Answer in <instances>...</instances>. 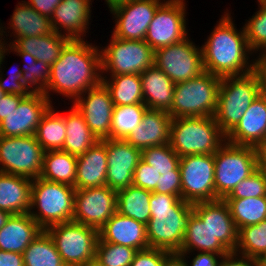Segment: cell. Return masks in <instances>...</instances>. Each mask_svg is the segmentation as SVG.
<instances>
[{
    "instance_id": "obj_1",
    "label": "cell",
    "mask_w": 266,
    "mask_h": 266,
    "mask_svg": "<svg viewBox=\"0 0 266 266\" xmlns=\"http://www.w3.org/2000/svg\"><path fill=\"white\" fill-rule=\"evenodd\" d=\"M101 83L100 47L85 39L70 40L59 58L50 66V78L44 95L51 103V92L61 94L74 102L88 89Z\"/></svg>"
},
{
    "instance_id": "obj_2",
    "label": "cell",
    "mask_w": 266,
    "mask_h": 266,
    "mask_svg": "<svg viewBox=\"0 0 266 266\" xmlns=\"http://www.w3.org/2000/svg\"><path fill=\"white\" fill-rule=\"evenodd\" d=\"M202 44L204 71L218 77L238 76L253 71L254 53L250 50L244 26L238 29L228 9Z\"/></svg>"
},
{
    "instance_id": "obj_3",
    "label": "cell",
    "mask_w": 266,
    "mask_h": 266,
    "mask_svg": "<svg viewBox=\"0 0 266 266\" xmlns=\"http://www.w3.org/2000/svg\"><path fill=\"white\" fill-rule=\"evenodd\" d=\"M151 218L146 224L149 248L178 252L184 241L193 204L179 196L152 191L150 197Z\"/></svg>"
},
{
    "instance_id": "obj_4",
    "label": "cell",
    "mask_w": 266,
    "mask_h": 266,
    "mask_svg": "<svg viewBox=\"0 0 266 266\" xmlns=\"http://www.w3.org/2000/svg\"><path fill=\"white\" fill-rule=\"evenodd\" d=\"M180 157L169 143L145 148L133 174L132 185L182 199Z\"/></svg>"
},
{
    "instance_id": "obj_5",
    "label": "cell",
    "mask_w": 266,
    "mask_h": 266,
    "mask_svg": "<svg viewBox=\"0 0 266 266\" xmlns=\"http://www.w3.org/2000/svg\"><path fill=\"white\" fill-rule=\"evenodd\" d=\"M226 142L214 116L179 117L171 120L170 146L179 157L215 154Z\"/></svg>"
},
{
    "instance_id": "obj_6",
    "label": "cell",
    "mask_w": 266,
    "mask_h": 266,
    "mask_svg": "<svg viewBox=\"0 0 266 266\" xmlns=\"http://www.w3.org/2000/svg\"><path fill=\"white\" fill-rule=\"evenodd\" d=\"M75 191V187L68 184L51 182L40 177L33 179L30 216L43 230L55 224L72 221Z\"/></svg>"
},
{
    "instance_id": "obj_7",
    "label": "cell",
    "mask_w": 266,
    "mask_h": 266,
    "mask_svg": "<svg viewBox=\"0 0 266 266\" xmlns=\"http://www.w3.org/2000/svg\"><path fill=\"white\" fill-rule=\"evenodd\" d=\"M260 94L259 81L253 71L221 78L214 118L226 136L237 126L250 104Z\"/></svg>"
},
{
    "instance_id": "obj_8",
    "label": "cell",
    "mask_w": 266,
    "mask_h": 266,
    "mask_svg": "<svg viewBox=\"0 0 266 266\" xmlns=\"http://www.w3.org/2000/svg\"><path fill=\"white\" fill-rule=\"evenodd\" d=\"M221 77L207 71L188 81L175 84L173 103L168 111L172 119L214 116Z\"/></svg>"
},
{
    "instance_id": "obj_9",
    "label": "cell",
    "mask_w": 266,
    "mask_h": 266,
    "mask_svg": "<svg viewBox=\"0 0 266 266\" xmlns=\"http://www.w3.org/2000/svg\"><path fill=\"white\" fill-rule=\"evenodd\" d=\"M215 200L224 199L245 178L257 170L253 146L225 142L214 154Z\"/></svg>"
},
{
    "instance_id": "obj_10",
    "label": "cell",
    "mask_w": 266,
    "mask_h": 266,
    "mask_svg": "<svg viewBox=\"0 0 266 266\" xmlns=\"http://www.w3.org/2000/svg\"><path fill=\"white\" fill-rule=\"evenodd\" d=\"M110 38L106 47H100L102 76L105 73L107 76L141 74L154 65L155 51L144 40L120 39L113 35Z\"/></svg>"
},
{
    "instance_id": "obj_11",
    "label": "cell",
    "mask_w": 266,
    "mask_h": 266,
    "mask_svg": "<svg viewBox=\"0 0 266 266\" xmlns=\"http://www.w3.org/2000/svg\"><path fill=\"white\" fill-rule=\"evenodd\" d=\"M67 266H82L96 258L99 230L74 221L46 229Z\"/></svg>"
},
{
    "instance_id": "obj_12",
    "label": "cell",
    "mask_w": 266,
    "mask_h": 266,
    "mask_svg": "<svg viewBox=\"0 0 266 266\" xmlns=\"http://www.w3.org/2000/svg\"><path fill=\"white\" fill-rule=\"evenodd\" d=\"M44 152L35 135L0 136V172L36 179L42 173Z\"/></svg>"
},
{
    "instance_id": "obj_13",
    "label": "cell",
    "mask_w": 266,
    "mask_h": 266,
    "mask_svg": "<svg viewBox=\"0 0 266 266\" xmlns=\"http://www.w3.org/2000/svg\"><path fill=\"white\" fill-rule=\"evenodd\" d=\"M182 199L191 204L215 200L214 154L180 157Z\"/></svg>"
},
{
    "instance_id": "obj_14",
    "label": "cell",
    "mask_w": 266,
    "mask_h": 266,
    "mask_svg": "<svg viewBox=\"0 0 266 266\" xmlns=\"http://www.w3.org/2000/svg\"><path fill=\"white\" fill-rule=\"evenodd\" d=\"M154 65L174 84L188 81L204 72L202 48L187 37L179 43L157 49Z\"/></svg>"
},
{
    "instance_id": "obj_15",
    "label": "cell",
    "mask_w": 266,
    "mask_h": 266,
    "mask_svg": "<svg viewBox=\"0 0 266 266\" xmlns=\"http://www.w3.org/2000/svg\"><path fill=\"white\" fill-rule=\"evenodd\" d=\"M185 0H166L157 10L144 41L157 49L179 43L188 37Z\"/></svg>"
},
{
    "instance_id": "obj_16",
    "label": "cell",
    "mask_w": 266,
    "mask_h": 266,
    "mask_svg": "<svg viewBox=\"0 0 266 266\" xmlns=\"http://www.w3.org/2000/svg\"><path fill=\"white\" fill-rule=\"evenodd\" d=\"M117 212V191L107 185L77 189L72 221L97 230Z\"/></svg>"
},
{
    "instance_id": "obj_17",
    "label": "cell",
    "mask_w": 266,
    "mask_h": 266,
    "mask_svg": "<svg viewBox=\"0 0 266 266\" xmlns=\"http://www.w3.org/2000/svg\"><path fill=\"white\" fill-rule=\"evenodd\" d=\"M166 0H131L110 10L115 19L112 35L127 40H144L156 10Z\"/></svg>"
},
{
    "instance_id": "obj_18",
    "label": "cell",
    "mask_w": 266,
    "mask_h": 266,
    "mask_svg": "<svg viewBox=\"0 0 266 266\" xmlns=\"http://www.w3.org/2000/svg\"><path fill=\"white\" fill-rule=\"evenodd\" d=\"M72 105L84 117L89 129L98 140L110 139L114 103L103 83L88 89Z\"/></svg>"
},
{
    "instance_id": "obj_19",
    "label": "cell",
    "mask_w": 266,
    "mask_h": 266,
    "mask_svg": "<svg viewBox=\"0 0 266 266\" xmlns=\"http://www.w3.org/2000/svg\"><path fill=\"white\" fill-rule=\"evenodd\" d=\"M52 105L42 93L24 97L18 107L0 121V136L19 137L34 135L40 120Z\"/></svg>"
},
{
    "instance_id": "obj_20",
    "label": "cell",
    "mask_w": 266,
    "mask_h": 266,
    "mask_svg": "<svg viewBox=\"0 0 266 266\" xmlns=\"http://www.w3.org/2000/svg\"><path fill=\"white\" fill-rule=\"evenodd\" d=\"M106 151V185L116 191L132 185L142 151L123 139H106Z\"/></svg>"
},
{
    "instance_id": "obj_21",
    "label": "cell",
    "mask_w": 266,
    "mask_h": 266,
    "mask_svg": "<svg viewBox=\"0 0 266 266\" xmlns=\"http://www.w3.org/2000/svg\"><path fill=\"white\" fill-rule=\"evenodd\" d=\"M91 5V0H62L50 17L52 30L70 40H84L91 24Z\"/></svg>"
},
{
    "instance_id": "obj_22",
    "label": "cell",
    "mask_w": 266,
    "mask_h": 266,
    "mask_svg": "<svg viewBox=\"0 0 266 266\" xmlns=\"http://www.w3.org/2000/svg\"><path fill=\"white\" fill-rule=\"evenodd\" d=\"M194 214L206 223L214 237L234 252L238 242V230L224 199L193 204Z\"/></svg>"
},
{
    "instance_id": "obj_23",
    "label": "cell",
    "mask_w": 266,
    "mask_h": 266,
    "mask_svg": "<svg viewBox=\"0 0 266 266\" xmlns=\"http://www.w3.org/2000/svg\"><path fill=\"white\" fill-rule=\"evenodd\" d=\"M266 136V96L260 94L246 110L237 126L226 136V141L255 147Z\"/></svg>"
},
{
    "instance_id": "obj_24",
    "label": "cell",
    "mask_w": 266,
    "mask_h": 266,
    "mask_svg": "<svg viewBox=\"0 0 266 266\" xmlns=\"http://www.w3.org/2000/svg\"><path fill=\"white\" fill-rule=\"evenodd\" d=\"M171 120L172 117L166 111L147 109L140 124L125 140L141 151L169 143Z\"/></svg>"
},
{
    "instance_id": "obj_25",
    "label": "cell",
    "mask_w": 266,
    "mask_h": 266,
    "mask_svg": "<svg viewBox=\"0 0 266 266\" xmlns=\"http://www.w3.org/2000/svg\"><path fill=\"white\" fill-rule=\"evenodd\" d=\"M99 238L103 242L129 246L137 251L149 248L146 225L118 212L100 228Z\"/></svg>"
},
{
    "instance_id": "obj_26",
    "label": "cell",
    "mask_w": 266,
    "mask_h": 266,
    "mask_svg": "<svg viewBox=\"0 0 266 266\" xmlns=\"http://www.w3.org/2000/svg\"><path fill=\"white\" fill-rule=\"evenodd\" d=\"M107 169L106 139H103L77 156L75 189L105 186Z\"/></svg>"
},
{
    "instance_id": "obj_27",
    "label": "cell",
    "mask_w": 266,
    "mask_h": 266,
    "mask_svg": "<svg viewBox=\"0 0 266 266\" xmlns=\"http://www.w3.org/2000/svg\"><path fill=\"white\" fill-rule=\"evenodd\" d=\"M42 230L29 213L11 215L0 229V250L22 254Z\"/></svg>"
},
{
    "instance_id": "obj_28",
    "label": "cell",
    "mask_w": 266,
    "mask_h": 266,
    "mask_svg": "<svg viewBox=\"0 0 266 266\" xmlns=\"http://www.w3.org/2000/svg\"><path fill=\"white\" fill-rule=\"evenodd\" d=\"M144 104L150 110L168 112L173 103L175 84L156 65L140 74Z\"/></svg>"
},
{
    "instance_id": "obj_29",
    "label": "cell",
    "mask_w": 266,
    "mask_h": 266,
    "mask_svg": "<svg viewBox=\"0 0 266 266\" xmlns=\"http://www.w3.org/2000/svg\"><path fill=\"white\" fill-rule=\"evenodd\" d=\"M8 49L29 53L36 60L46 62L51 66L61 55L69 38L52 32L43 36L23 37L15 40L9 38Z\"/></svg>"
},
{
    "instance_id": "obj_30",
    "label": "cell",
    "mask_w": 266,
    "mask_h": 266,
    "mask_svg": "<svg viewBox=\"0 0 266 266\" xmlns=\"http://www.w3.org/2000/svg\"><path fill=\"white\" fill-rule=\"evenodd\" d=\"M32 180L0 172V210L11 215L29 213Z\"/></svg>"
},
{
    "instance_id": "obj_31",
    "label": "cell",
    "mask_w": 266,
    "mask_h": 266,
    "mask_svg": "<svg viewBox=\"0 0 266 266\" xmlns=\"http://www.w3.org/2000/svg\"><path fill=\"white\" fill-rule=\"evenodd\" d=\"M6 29H12L13 39L43 36L53 32L50 18L41 15L25 1L18 2Z\"/></svg>"
},
{
    "instance_id": "obj_32",
    "label": "cell",
    "mask_w": 266,
    "mask_h": 266,
    "mask_svg": "<svg viewBox=\"0 0 266 266\" xmlns=\"http://www.w3.org/2000/svg\"><path fill=\"white\" fill-rule=\"evenodd\" d=\"M68 111L65 113L66 137L62 151L80 156L99 140L73 105Z\"/></svg>"
},
{
    "instance_id": "obj_33",
    "label": "cell",
    "mask_w": 266,
    "mask_h": 266,
    "mask_svg": "<svg viewBox=\"0 0 266 266\" xmlns=\"http://www.w3.org/2000/svg\"><path fill=\"white\" fill-rule=\"evenodd\" d=\"M210 252L226 256L231 252L214 237L206 223H203L195 214L191 216L184 241L178 252Z\"/></svg>"
},
{
    "instance_id": "obj_34",
    "label": "cell",
    "mask_w": 266,
    "mask_h": 266,
    "mask_svg": "<svg viewBox=\"0 0 266 266\" xmlns=\"http://www.w3.org/2000/svg\"><path fill=\"white\" fill-rule=\"evenodd\" d=\"M77 156L62 150L45 151L40 178L75 186Z\"/></svg>"
},
{
    "instance_id": "obj_35",
    "label": "cell",
    "mask_w": 266,
    "mask_h": 266,
    "mask_svg": "<svg viewBox=\"0 0 266 266\" xmlns=\"http://www.w3.org/2000/svg\"><path fill=\"white\" fill-rule=\"evenodd\" d=\"M102 83L109 90L114 106L144 104L140 74L105 75Z\"/></svg>"
},
{
    "instance_id": "obj_36",
    "label": "cell",
    "mask_w": 266,
    "mask_h": 266,
    "mask_svg": "<svg viewBox=\"0 0 266 266\" xmlns=\"http://www.w3.org/2000/svg\"><path fill=\"white\" fill-rule=\"evenodd\" d=\"M152 191L130 185L117 191V212L142 222L151 218L150 197Z\"/></svg>"
},
{
    "instance_id": "obj_37",
    "label": "cell",
    "mask_w": 266,
    "mask_h": 266,
    "mask_svg": "<svg viewBox=\"0 0 266 266\" xmlns=\"http://www.w3.org/2000/svg\"><path fill=\"white\" fill-rule=\"evenodd\" d=\"M57 111L52 104L42 116L34 134L44 151L63 149L66 137L65 114Z\"/></svg>"
},
{
    "instance_id": "obj_38",
    "label": "cell",
    "mask_w": 266,
    "mask_h": 266,
    "mask_svg": "<svg viewBox=\"0 0 266 266\" xmlns=\"http://www.w3.org/2000/svg\"><path fill=\"white\" fill-rule=\"evenodd\" d=\"M22 254L24 266H67L46 230H42Z\"/></svg>"
},
{
    "instance_id": "obj_39",
    "label": "cell",
    "mask_w": 266,
    "mask_h": 266,
    "mask_svg": "<svg viewBox=\"0 0 266 266\" xmlns=\"http://www.w3.org/2000/svg\"><path fill=\"white\" fill-rule=\"evenodd\" d=\"M224 201L229 207L237 230L266 220V196Z\"/></svg>"
},
{
    "instance_id": "obj_40",
    "label": "cell",
    "mask_w": 266,
    "mask_h": 266,
    "mask_svg": "<svg viewBox=\"0 0 266 266\" xmlns=\"http://www.w3.org/2000/svg\"><path fill=\"white\" fill-rule=\"evenodd\" d=\"M145 104H132L123 106H114L111 127L110 139L125 140L137 127L147 110Z\"/></svg>"
},
{
    "instance_id": "obj_41",
    "label": "cell",
    "mask_w": 266,
    "mask_h": 266,
    "mask_svg": "<svg viewBox=\"0 0 266 266\" xmlns=\"http://www.w3.org/2000/svg\"><path fill=\"white\" fill-rule=\"evenodd\" d=\"M266 252V220L238 230V242L234 253L257 259Z\"/></svg>"
},
{
    "instance_id": "obj_42",
    "label": "cell",
    "mask_w": 266,
    "mask_h": 266,
    "mask_svg": "<svg viewBox=\"0 0 266 266\" xmlns=\"http://www.w3.org/2000/svg\"><path fill=\"white\" fill-rule=\"evenodd\" d=\"M25 59L22 70V82L32 93H45L50 78V66L43 61L36 60L29 53L10 51ZM31 88V89H30Z\"/></svg>"
},
{
    "instance_id": "obj_43",
    "label": "cell",
    "mask_w": 266,
    "mask_h": 266,
    "mask_svg": "<svg viewBox=\"0 0 266 266\" xmlns=\"http://www.w3.org/2000/svg\"><path fill=\"white\" fill-rule=\"evenodd\" d=\"M257 2L258 10L243 25L249 48L254 54L266 49V4L261 0Z\"/></svg>"
},
{
    "instance_id": "obj_44",
    "label": "cell",
    "mask_w": 266,
    "mask_h": 266,
    "mask_svg": "<svg viewBox=\"0 0 266 266\" xmlns=\"http://www.w3.org/2000/svg\"><path fill=\"white\" fill-rule=\"evenodd\" d=\"M137 250L129 246L103 242L98 239L96 259L103 266H130Z\"/></svg>"
},
{
    "instance_id": "obj_45",
    "label": "cell",
    "mask_w": 266,
    "mask_h": 266,
    "mask_svg": "<svg viewBox=\"0 0 266 266\" xmlns=\"http://www.w3.org/2000/svg\"><path fill=\"white\" fill-rule=\"evenodd\" d=\"M266 196V173L256 170L242 180L224 199H241Z\"/></svg>"
},
{
    "instance_id": "obj_46",
    "label": "cell",
    "mask_w": 266,
    "mask_h": 266,
    "mask_svg": "<svg viewBox=\"0 0 266 266\" xmlns=\"http://www.w3.org/2000/svg\"><path fill=\"white\" fill-rule=\"evenodd\" d=\"M10 53V50L7 48L1 57L0 61V88L6 93V94H15V95H22L24 97L29 96L32 92L29 90L24 83L22 82V70L20 68H15L10 72L9 80H5L3 78V68L1 67L3 63L5 62V55ZM11 82V83H10Z\"/></svg>"
},
{
    "instance_id": "obj_47",
    "label": "cell",
    "mask_w": 266,
    "mask_h": 266,
    "mask_svg": "<svg viewBox=\"0 0 266 266\" xmlns=\"http://www.w3.org/2000/svg\"><path fill=\"white\" fill-rule=\"evenodd\" d=\"M171 253L159 248L138 250L130 266H163L164 260Z\"/></svg>"
},
{
    "instance_id": "obj_48",
    "label": "cell",
    "mask_w": 266,
    "mask_h": 266,
    "mask_svg": "<svg viewBox=\"0 0 266 266\" xmlns=\"http://www.w3.org/2000/svg\"><path fill=\"white\" fill-rule=\"evenodd\" d=\"M181 254L184 258H187V266H219L221 259L223 256L217 253H210V252H196L192 256L193 258L190 259V252H177ZM189 255V256H188ZM188 258L191 260L188 261ZM190 262V263H189ZM189 263V264H188Z\"/></svg>"
},
{
    "instance_id": "obj_49",
    "label": "cell",
    "mask_w": 266,
    "mask_h": 266,
    "mask_svg": "<svg viewBox=\"0 0 266 266\" xmlns=\"http://www.w3.org/2000/svg\"><path fill=\"white\" fill-rule=\"evenodd\" d=\"M260 52L256 59L253 57V72L258 78L260 93L266 96V49Z\"/></svg>"
},
{
    "instance_id": "obj_50",
    "label": "cell",
    "mask_w": 266,
    "mask_h": 266,
    "mask_svg": "<svg viewBox=\"0 0 266 266\" xmlns=\"http://www.w3.org/2000/svg\"><path fill=\"white\" fill-rule=\"evenodd\" d=\"M219 266H258L257 259L238 255L234 252L223 256Z\"/></svg>"
},
{
    "instance_id": "obj_51",
    "label": "cell",
    "mask_w": 266,
    "mask_h": 266,
    "mask_svg": "<svg viewBox=\"0 0 266 266\" xmlns=\"http://www.w3.org/2000/svg\"><path fill=\"white\" fill-rule=\"evenodd\" d=\"M23 98L24 96L15 94L3 96L0 100V121L7 117L12 110H15Z\"/></svg>"
},
{
    "instance_id": "obj_52",
    "label": "cell",
    "mask_w": 266,
    "mask_h": 266,
    "mask_svg": "<svg viewBox=\"0 0 266 266\" xmlns=\"http://www.w3.org/2000/svg\"><path fill=\"white\" fill-rule=\"evenodd\" d=\"M62 0H28L25 2L41 15L51 17L53 11Z\"/></svg>"
},
{
    "instance_id": "obj_53",
    "label": "cell",
    "mask_w": 266,
    "mask_h": 266,
    "mask_svg": "<svg viewBox=\"0 0 266 266\" xmlns=\"http://www.w3.org/2000/svg\"><path fill=\"white\" fill-rule=\"evenodd\" d=\"M0 266H24L23 254L0 250Z\"/></svg>"
},
{
    "instance_id": "obj_54",
    "label": "cell",
    "mask_w": 266,
    "mask_h": 266,
    "mask_svg": "<svg viewBox=\"0 0 266 266\" xmlns=\"http://www.w3.org/2000/svg\"><path fill=\"white\" fill-rule=\"evenodd\" d=\"M257 170L266 173V144H257L255 147Z\"/></svg>"
},
{
    "instance_id": "obj_55",
    "label": "cell",
    "mask_w": 266,
    "mask_h": 266,
    "mask_svg": "<svg viewBox=\"0 0 266 266\" xmlns=\"http://www.w3.org/2000/svg\"><path fill=\"white\" fill-rule=\"evenodd\" d=\"M163 266H187L186 258L177 252H172L163 263Z\"/></svg>"
},
{
    "instance_id": "obj_56",
    "label": "cell",
    "mask_w": 266,
    "mask_h": 266,
    "mask_svg": "<svg viewBox=\"0 0 266 266\" xmlns=\"http://www.w3.org/2000/svg\"><path fill=\"white\" fill-rule=\"evenodd\" d=\"M130 1L131 0H105L109 10H112L113 8L117 6L128 3Z\"/></svg>"
},
{
    "instance_id": "obj_57",
    "label": "cell",
    "mask_w": 266,
    "mask_h": 266,
    "mask_svg": "<svg viewBox=\"0 0 266 266\" xmlns=\"http://www.w3.org/2000/svg\"><path fill=\"white\" fill-rule=\"evenodd\" d=\"M11 214L6 211L0 210V229L6 224Z\"/></svg>"
},
{
    "instance_id": "obj_58",
    "label": "cell",
    "mask_w": 266,
    "mask_h": 266,
    "mask_svg": "<svg viewBox=\"0 0 266 266\" xmlns=\"http://www.w3.org/2000/svg\"><path fill=\"white\" fill-rule=\"evenodd\" d=\"M7 32L4 30V27L0 21V45H8L5 38L10 34H6ZM4 36V37H3ZM6 36V37H5ZM3 37V38H2Z\"/></svg>"
},
{
    "instance_id": "obj_59",
    "label": "cell",
    "mask_w": 266,
    "mask_h": 266,
    "mask_svg": "<svg viewBox=\"0 0 266 266\" xmlns=\"http://www.w3.org/2000/svg\"><path fill=\"white\" fill-rule=\"evenodd\" d=\"M258 266H266V252L257 258Z\"/></svg>"
},
{
    "instance_id": "obj_60",
    "label": "cell",
    "mask_w": 266,
    "mask_h": 266,
    "mask_svg": "<svg viewBox=\"0 0 266 266\" xmlns=\"http://www.w3.org/2000/svg\"><path fill=\"white\" fill-rule=\"evenodd\" d=\"M82 266H103L96 258L94 260L88 261L85 265Z\"/></svg>"
},
{
    "instance_id": "obj_61",
    "label": "cell",
    "mask_w": 266,
    "mask_h": 266,
    "mask_svg": "<svg viewBox=\"0 0 266 266\" xmlns=\"http://www.w3.org/2000/svg\"><path fill=\"white\" fill-rule=\"evenodd\" d=\"M8 48V45H0V61H1V57L3 52Z\"/></svg>"
},
{
    "instance_id": "obj_62",
    "label": "cell",
    "mask_w": 266,
    "mask_h": 266,
    "mask_svg": "<svg viewBox=\"0 0 266 266\" xmlns=\"http://www.w3.org/2000/svg\"><path fill=\"white\" fill-rule=\"evenodd\" d=\"M6 95V93L0 88V100H1V98L3 97V96H5Z\"/></svg>"
},
{
    "instance_id": "obj_63",
    "label": "cell",
    "mask_w": 266,
    "mask_h": 266,
    "mask_svg": "<svg viewBox=\"0 0 266 266\" xmlns=\"http://www.w3.org/2000/svg\"><path fill=\"white\" fill-rule=\"evenodd\" d=\"M258 144H266V136H265V138H264V141H263V142H260V143H258Z\"/></svg>"
}]
</instances>
